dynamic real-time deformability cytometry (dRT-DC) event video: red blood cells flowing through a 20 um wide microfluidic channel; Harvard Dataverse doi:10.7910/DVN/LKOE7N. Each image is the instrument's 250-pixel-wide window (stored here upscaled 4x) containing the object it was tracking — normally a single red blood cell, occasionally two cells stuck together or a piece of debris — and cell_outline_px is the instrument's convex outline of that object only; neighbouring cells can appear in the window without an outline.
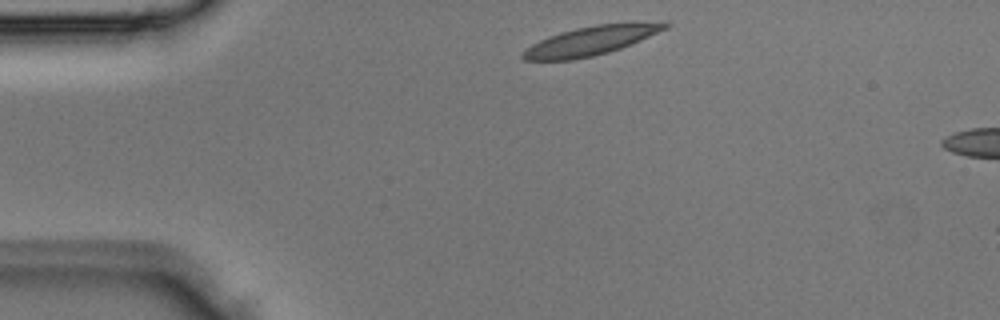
{"species": "Egyptian fruit bat (a non-hibernating species)", "species_latin": "Rousettus aegyptiacus", "temperature_condition": "room temperature", "stored_images_in_passage": 3, "camera_frame_rate_fps": 3000, "um_per_image_px": 0.085, "animal": {"sex": "male"}, "frame": {"image": 1, "passage_image": 1, "time_ms": 0.0, "image_size_px": [1000, 320], "cell_outline_px": [[672, 24], [668, 28], [640, 40], [620, 48], [608, 52], [592, 56], [572, 60], [524, 60], [520, 56], [532, 44], [548, 36], [560, 32], [576, 28], [596, 24], [664, 20], [668, 20]], "centroid_in_image_um": [50.33, 3.42], "position_along_channel_um": 34.7, "area_um2": 24.28}}